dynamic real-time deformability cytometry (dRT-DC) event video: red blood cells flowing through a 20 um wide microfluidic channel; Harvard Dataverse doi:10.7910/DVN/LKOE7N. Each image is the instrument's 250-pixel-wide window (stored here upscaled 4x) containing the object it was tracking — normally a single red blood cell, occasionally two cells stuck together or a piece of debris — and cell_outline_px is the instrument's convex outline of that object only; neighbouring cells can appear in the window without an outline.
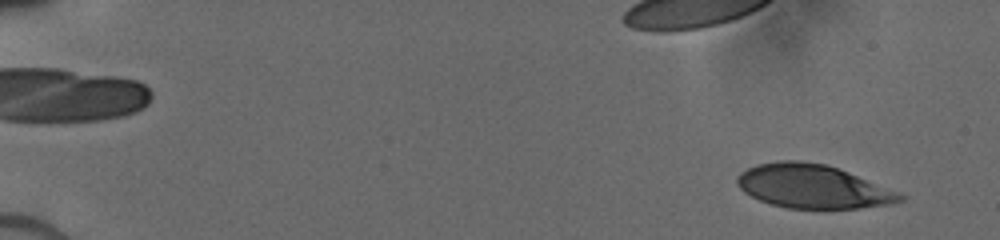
{"species": "human", "species_latin": "Homo sapiens", "temperature_condition": "cold", "stored_images_in_passage": 14, "camera_frame_rate_fps": 3000, "um_per_image_px": 0.085, "donor": {"sex": "male"}, "frame": {"image": 1, "passage_image": 3, "time_ms": 0.667, "image_size_px": [1000, 240], "cell_outline_px": [[904, 200], [888, 204], [856, 208], [788, 208], [772, 204], [760, 200], [744, 192], [740, 188], [736, 180], [736, 176], [740, 172], [756, 164], [776, 160], [800, 160], [824, 164], [848, 172], [896, 192], [904, 196]], "centroid_in_image_um": [69.0, 15.83], "position_along_channel_um": 16.0, "area_um2": 40.81}}
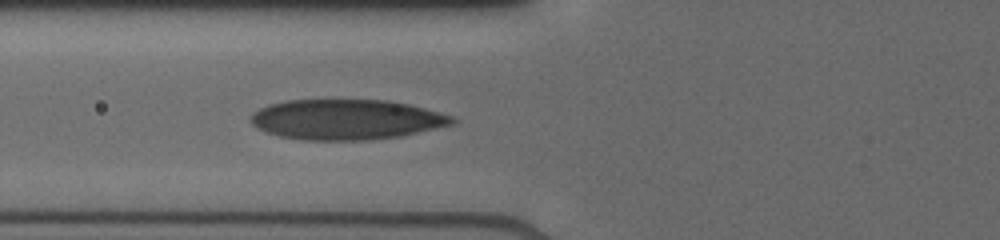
{"frame": {"image": 2, "passage_image": 14, "time_ms": 6.667, "image_size_px": [1000, 240], "cell_outline_px": [[460, 120], [456, 124], [400, 136], [368, 140], [300, 140], [280, 136], [256, 128], [248, 120], [252, 112], [268, 104], [288, 100], [388, 100], [408, 104], [452, 116]], "centroid_in_image_um": [29.42, 10.16], "position_along_channel_um": 96.4, "area_um2": 47.45}}